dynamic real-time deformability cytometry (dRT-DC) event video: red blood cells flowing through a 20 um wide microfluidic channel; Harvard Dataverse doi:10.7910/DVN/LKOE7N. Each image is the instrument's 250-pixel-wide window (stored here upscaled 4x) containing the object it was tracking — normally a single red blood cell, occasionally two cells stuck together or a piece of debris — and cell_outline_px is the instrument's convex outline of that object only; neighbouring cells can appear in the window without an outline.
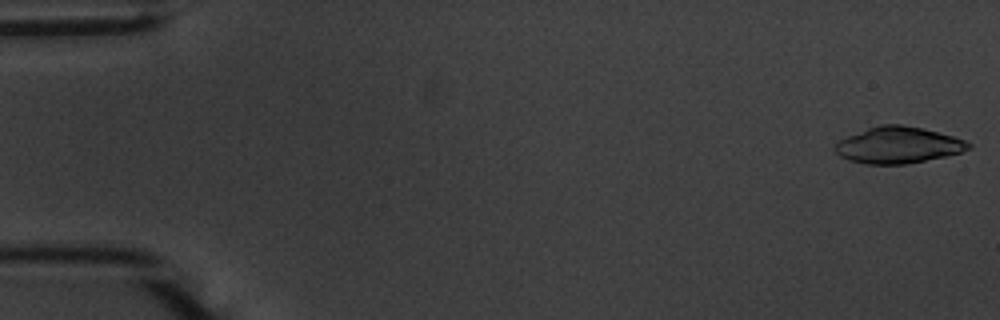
{"species": "common noctule bat (a hibernating species)", "species_latin": "Nyctalus noctula", "temperature_condition": "warm", "stored_images_in_passage": 54, "camera_frame_rate_fps": 3000, "um_per_image_px": 0.085, "animal": {"sex": "male", "body_mass_g": 20.1, "forearm_length_mm": 53.5}, "frame": {"image": 1, "passage_image": 1, "time_ms": 0.0, "image_size_px": [1000, 320], "cell_outline_px": [[972, 148], [960, 152], [944, 156], [904, 164], [864, 164], [848, 160], [840, 156], [832, 148], [840, 140], [848, 136], [868, 128], [880, 124], [900, 124], [920, 128], [952, 136], [964, 140], [972, 144]], "centroid_in_image_um": [76.31, 12.34], "position_along_channel_um": 8.7, "area_um2": 27.98}}